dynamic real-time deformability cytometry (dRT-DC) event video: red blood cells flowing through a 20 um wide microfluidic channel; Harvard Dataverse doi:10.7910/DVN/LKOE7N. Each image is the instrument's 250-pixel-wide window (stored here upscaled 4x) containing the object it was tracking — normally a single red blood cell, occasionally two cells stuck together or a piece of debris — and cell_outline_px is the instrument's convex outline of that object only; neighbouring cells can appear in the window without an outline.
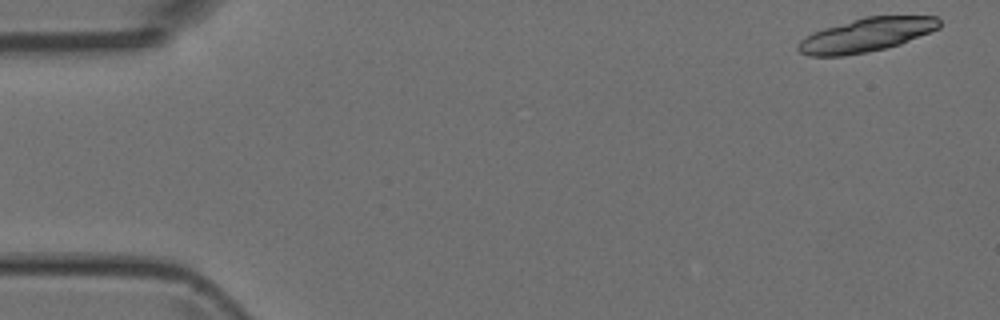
{"species": "Egyptian fruit bat (a non-hibernating species)", "species_latin": "Rousettus aegyptiacus", "temperature_condition": "room temperature", "stored_images_in_passage": 6, "camera_frame_rate_fps": 3000, "um_per_image_px": 0.085, "animal": {"sex": "female"}, "frame": {"image": 1, "passage_image": 1, "time_ms": 0.0, "image_size_px": [1000, 320], "cell_outline_px": [[940, 28], [900, 44], [884, 48], [844, 56], [808, 56], [800, 52], [796, 48], [796, 44], [804, 36], [812, 32], [824, 28], [864, 16], [936, 16], [940, 20]], "centroid_in_image_um": [73.6, 2.97], "position_along_channel_um": 11.4, "area_um2": 27.8}}
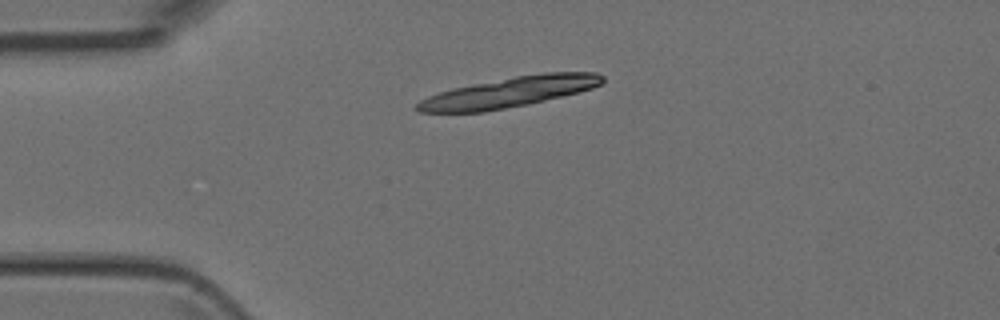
{"frame": {"image": 2, "passage_image": 4, "time_ms": 3.333, "image_size_px": [1000, 320], "cell_outline_px": [[604, 84], [580, 92], [528, 104], [484, 112], [420, 112], [416, 108], [416, 104], [420, 100], [428, 96], [452, 88], [472, 84], [516, 76], [544, 72], [596, 72], [604, 76]], "centroid_in_image_um": [43.33, 7.83], "position_along_channel_um": 41.7, "area_um2": 32.66}}